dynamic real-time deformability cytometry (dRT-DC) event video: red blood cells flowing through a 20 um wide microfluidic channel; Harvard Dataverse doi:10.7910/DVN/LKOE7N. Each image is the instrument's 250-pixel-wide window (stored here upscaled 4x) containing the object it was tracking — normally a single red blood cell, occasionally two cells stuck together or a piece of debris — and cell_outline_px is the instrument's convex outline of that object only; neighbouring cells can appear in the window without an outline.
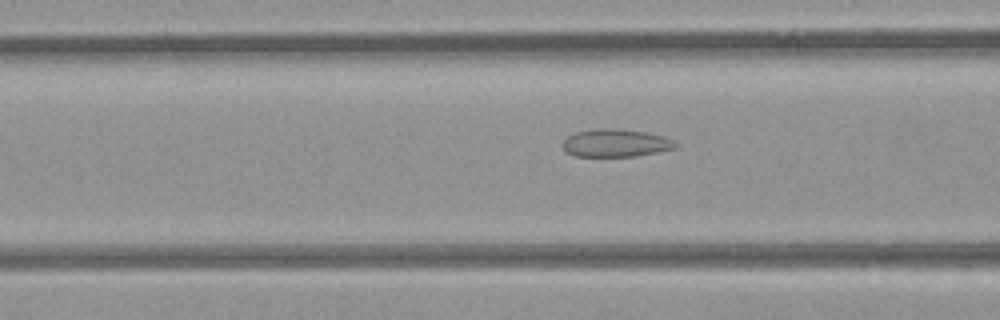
{"species": "common noctule bat (a hibernating species)", "species_latin": "Nyctalus noctula", "temperature_condition": "room temperature", "stored_images_in_passage": 54, "camera_frame_rate_fps": 3000, "um_per_image_px": 0.085, "animal": {"sex": "female", "body_mass_g": 21.9}, "frame": {"image": 1, "passage_image": 21, "time_ms": 6.667, "image_size_px": [1000, 320], "cell_outline_px": [[676, 148], [636, 156], [576, 156], [568, 152], [564, 148], [564, 140], [568, 136], [576, 132], [596, 128], [604, 128], [644, 132], [664, 136], [672, 140], [676, 144]], "centroid_in_image_um": [52.33, 12.16], "position_along_channel_um": 114.3, "area_um2": 17.86}}
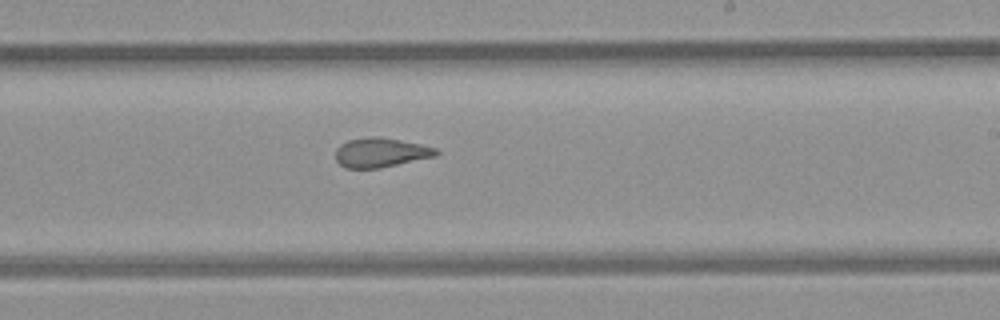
{"frame": {"image": 2, "passage_image": 32, "time_ms": 10.333, "image_size_px": [1000, 320], "cell_outline_px": [[440, 152], [436, 156], [380, 168], [344, 168], [336, 160], [336, 148], [340, 144], [348, 140], [376, 136], [400, 140], [420, 144], [436, 148]], "centroid_in_image_um": [32.35, 12.97], "position_along_channel_um": 256.6, "area_um2": 17.17}}
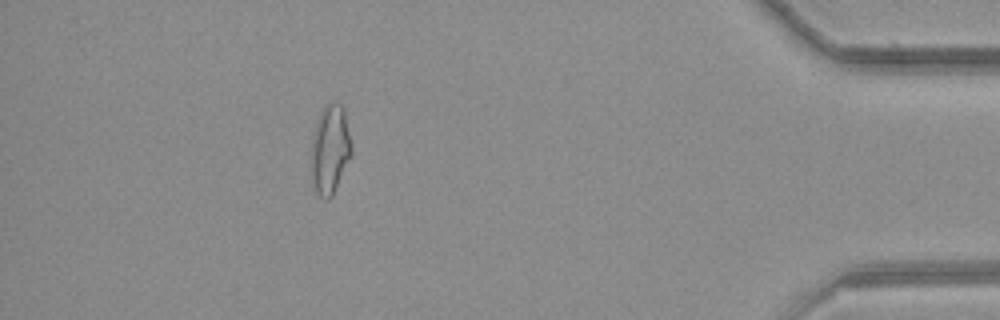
{"frame": {"image": 3, "passage_image": 48, "time_ms": 15.667, "image_size_px": [1000, 320], "cell_outline_px": [[352, 156], [332, 196], [328, 200], [324, 200], [316, 192], [312, 180], [312, 140], [316, 120], [324, 104], [328, 100], [332, 100], [340, 104], [344, 108], [352, 148]], "centroid_in_image_um": [28.07, 12.66], "position_along_channel_um": 407.1, "area_um2": 21.21}, "authors_computed_cell_mechanics": {"area_um2": 19.8543, "velocity_mm_per_s": 3.8794, "shape_relaxation_time_tau1_ms": null, "shape_relaxation_time_tau2_ms": 2.0378, "deformation_change_tau1": null, "deformation_change_tau2": 0.092}}